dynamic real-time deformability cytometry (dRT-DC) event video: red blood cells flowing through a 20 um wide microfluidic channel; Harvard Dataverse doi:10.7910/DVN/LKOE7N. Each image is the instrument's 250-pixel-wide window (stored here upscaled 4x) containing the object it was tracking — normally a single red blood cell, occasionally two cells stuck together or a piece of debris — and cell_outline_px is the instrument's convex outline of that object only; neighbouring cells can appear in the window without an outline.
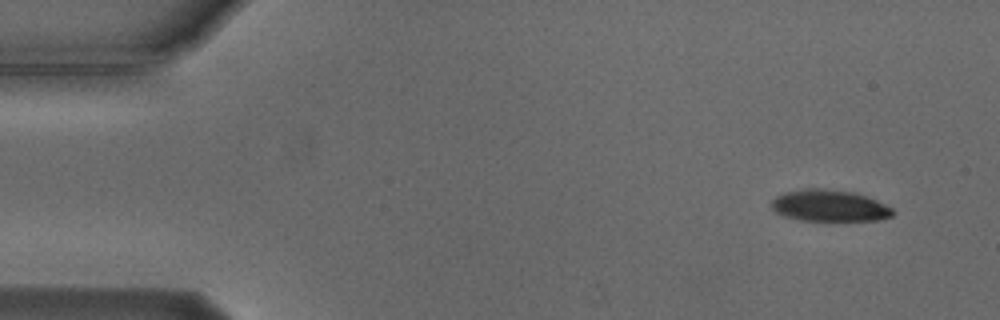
{"species": "Egyptian fruit bat (a non-hibernating species)", "species_latin": "Rousettus aegyptiacus", "temperature_condition": "cold", "stored_images_in_passage": 4, "camera_frame_rate_fps": 3000, "um_per_image_px": 0.085, "animal": {"sex": "male"}, "frame": {"image": 1, "passage_image": 1, "time_ms": 0.0, "image_size_px": [1000, 320], "cell_outline_px": [[896, 212], [892, 216], [880, 220], [800, 220], [776, 212], [772, 208], [772, 200], [776, 196], [784, 192], [808, 188], [824, 188], [856, 192], [868, 196], [892, 208]], "centroid_in_image_um": [70.54, 17.47], "position_along_channel_um": 14.5, "area_um2": 22.31}}
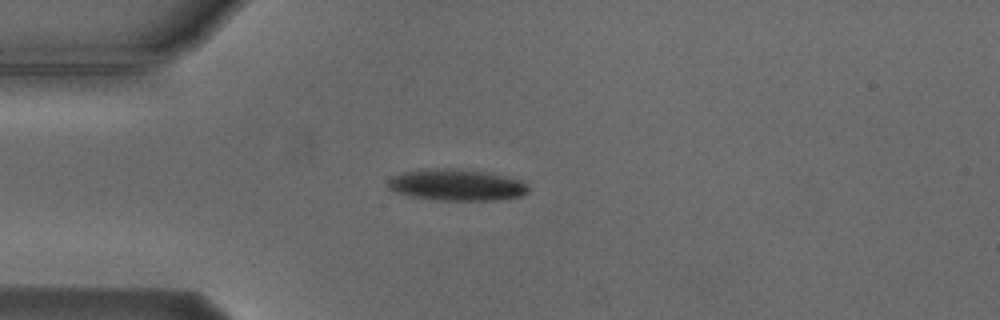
{"frame": {"image": 2, "passage_image": 4, "time_ms": 3.333, "image_size_px": [1000, 320], "cell_outline_px": [[528, 192], [520, 196], [496, 200], [436, 200], [412, 196], [392, 192], [388, 188], [388, 180], [392, 176], [400, 172], [436, 168], [456, 168], [488, 172], [520, 180], [528, 184]], "centroid_in_image_um": [38.78, 15.71], "position_along_channel_um": 46.2, "area_um2": 25.89}}